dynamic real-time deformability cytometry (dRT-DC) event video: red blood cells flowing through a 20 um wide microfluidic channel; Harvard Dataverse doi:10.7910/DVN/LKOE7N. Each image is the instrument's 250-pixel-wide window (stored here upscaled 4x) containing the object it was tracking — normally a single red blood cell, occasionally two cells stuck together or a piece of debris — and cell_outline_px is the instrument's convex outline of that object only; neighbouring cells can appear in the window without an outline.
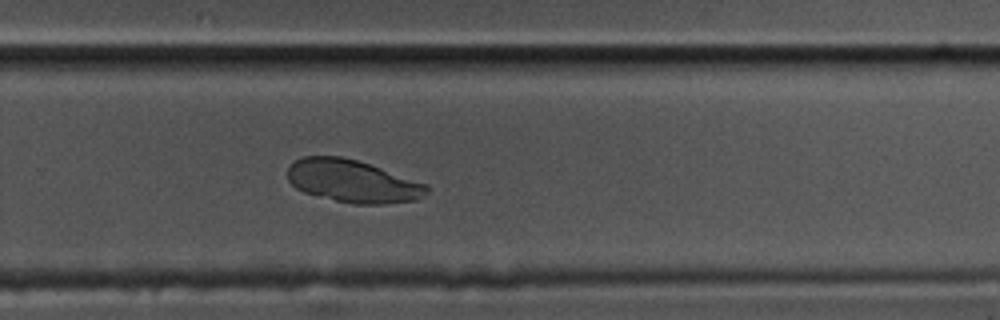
{"species": "common noctule bat (a hibernating species)", "species_latin": "Nyctalus noctula", "temperature_condition": "cold", "stored_images_in_passage": 43, "camera_frame_rate_fps": 3000, "um_per_image_px": 0.085, "animal": {"sex": "male", "body_mass_g": 17.5, "forearm_length_mm": 52.3}, "frame": {"image": 1, "passage_image": 31, "time_ms": 10.0, "image_size_px": [1000, 320], "cell_outline_px": [[428, 192], [416, 200], [384, 204], [352, 204], [304, 192], [296, 188], [288, 180], [288, 168], [296, 160], [304, 156], [344, 156], [428, 184]], "centroid_in_image_um": [29.98, 15.4], "position_along_channel_um": 299.8, "area_um2": 34.28}}